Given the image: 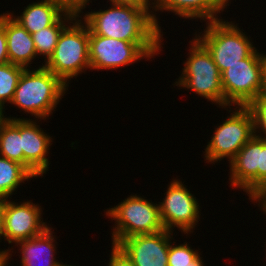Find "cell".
<instances>
[{
    "label": "cell",
    "mask_w": 266,
    "mask_h": 266,
    "mask_svg": "<svg viewBox=\"0 0 266 266\" xmlns=\"http://www.w3.org/2000/svg\"><path fill=\"white\" fill-rule=\"evenodd\" d=\"M111 6L87 12L83 19L78 15L93 34L136 43L150 58L160 54L163 34L151 12L129 4Z\"/></svg>",
    "instance_id": "1"
},
{
    "label": "cell",
    "mask_w": 266,
    "mask_h": 266,
    "mask_svg": "<svg viewBox=\"0 0 266 266\" xmlns=\"http://www.w3.org/2000/svg\"><path fill=\"white\" fill-rule=\"evenodd\" d=\"M68 87L42 63L36 70H23L10 104L34 115L38 120H46L55 111Z\"/></svg>",
    "instance_id": "2"
},
{
    "label": "cell",
    "mask_w": 266,
    "mask_h": 266,
    "mask_svg": "<svg viewBox=\"0 0 266 266\" xmlns=\"http://www.w3.org/2000/svg\"><path fill=\"white\" fill-rule=\"evenodd\" d=\"M44 64L46 69L58 76L67 86L71 78L85 73L87 68L91 69L89 28L79 15L62 30L53 54Z\"/></svg>",
    "instance_id": "3"
},
{
    "label": "cell",
    "mask_w": 266,
    "mask_h": 266,
    "mask_svg": "<svg viewBox=\"0 0 266 266\" xmlns=\"http://www.w3.org/2000/svg\"><path fill=\"white\" fill-rule=\"evenodd\" d=\"M187 60L174 85L191 90L221 108H226L221 73L207 48L195 37L189 42Z\"/></svg>",
    "instance_id": "4"
},
{
    "label": "cell",
    "mask_w": 266,
    "mask_h": 266,
    "mask_svg": "<svg viewBox=\"0 0 266 266\" xmlns=\"http://www.w3.org/2000/svg\"><path fill=\"white\" fill-rule=\"evenodd\" d=\"M199 33L201 36L195 37L207 48L221 74L256 50L238 24L223 19L206 22L203 33Z\"/></svg>",
    "instance_id": "5"
},
{
    "label": "cell",
    "mask_w": 266,
    "mask_h": 266,
    "mask_svg": "<svg viewBox=\"0 0 266 266\" xmlns=\"http://www.w3.org/2000/svg\"><path fill=\"white\" fill-rule=\"evenodd\" d=\"M106 215L114 220L112 244L139 234H152L164 230L159 204L152 203L137 194L131 195L118 205L107 209Z\"/></svg>",
    "instance_id": "6"
},
{
    "label": "cell",
    "mask_w": 266,
    "mask_h": 266,
    "mask_svg": "<svg viewBox=\"0 0 266 266\" xmlns=\"http://www.w3.org/2000/svg\"><path fill=\"white\" fill-rule=\"evenodd\" d=\"M264 53L257 49L221 74L225 105L247 107L260 95Z\"/></svg>",
    "instance_id": "7"
},
{
    "label": "cell",
    "mask_w": 266,
    "mask_h": 266,
    "mask_svg": "<svg viewBox=\"0 0 266 266\" xmlns=\"http://www.w3.org/2000/svg\"><path fill=\"white\" fill-rule=\"evenodd\" d=\"M226 120L215 128L205 148V160L215 164L224 158L230 162L239 150L255 135L254 119L247 107H236ZM215 162V163H214Z\"/></svg>",
    "instance_id": "8"
},
{
    "label": "cell",
    "mask_w": 266,
    "mask_h": 266,
    "mask_svg": "<svg viewBox=\"0 0 266 266\" xmlns=\"http://www.w3.org/2000/svg\"><path fill=\"white\" fill-rule=\"evenodd\" d=\"M198 199L179 179L168 185L166 196L159 203L160 218L164 229L173 232L174 227L183 233H191L200 218Z\"/></svg>",
    "instance_id": "9"
},
{
    "label": "cell",
    "mask_w": 266,
    "mask_h": 266,
    "mask_svg": "<svg viewBox=\"0 0 266 266\" xmlns=\"http://www.w3.org/2000/svg\"><path fill=\"white\" fill-rule=\"evenodd\" d=\"M143 58L150 57L136 43L96 35L89 30L91 70L122 68Z\"/></svg>",
    "instance_id": "10"
},
{
    "label": "cell",
    "mask_w": 266,
    "mask_h": 266,
    "mask_svg": "<svg viewBox=\"0 0 266 266\" xmlns=\"http://www.w3.org/2000/svg\"><path fill=\"white\" fill-rule=\"evenodd\" d=\"M30 201L21 204L4 200L3 238L15 245L42 234L49 226L43 222L42 208Z\"/></svg>",
    "instance_id": "11"
},
{
    "label": "cell",
    "mask_w": 266,
    "mask_h": 266,
    "mask_svg": "<svg viewBox=\"0 0 266 266\" xmlns=\"http://www.w3.org/2000/svg\"><path fill=\"white\" fill-rule=\"evenodd\" d=\"M172 233L164 229L152 234L134 235L121 240L117 246L135 266H168Z\"/></svg>",
    "instance_id": "12"
},
{
    "label": "cell",
    "mask_w": 266,
    "mask_h": 266,
    "mask_svg": "<svg viewBox=\"0 0 266 266\" xmlns=\"http://www.w3.org/2000/svg\"><path fill=\"white\" fill-rule=\"evenodd\" d=\"M259 138L253 136L229 162L230 183L248 193L252 202L258 197Z\"/></svg>",
    "instance_id": "13"
},
{
    "label": "cell",
    "mask_w": 266,
    "mask_h": 266,
    "mask_svg": "<svg viewBox=\"0 0 266 266\" xmlns=\"http://www.w3.org/2000/svg\"><path fill=\"white\" fill-rule=\"evenodd\" d=\"M22 119L23 166L34 176H43L49 171V159L46 157L53 142L51 137L40 128L37 121Z\"/></svg>",
    "instance_id": "14"
},
{
    "label": "cell",
    "mask_w": 266,
    "mask_h": 266,
    "mask_svg": "<svg viewBox=\"0 0 266 266\" xmlns=\"http://www.w3.org/2000/svg\"><path fill=\"white\" fill-rule=\"evenodd\" d=\"M0 25L5 29L9 62L25 69L30 68L37 53L31 34L9 14H0Z\"/></svg>",
    "instance_id": "15"
},
{
    "label": "cell",
    "mask_w": 266,
    "mask_h": 266,
    "mask_svg": "<svg viewBox=\"0 0 266 266\" xmlns=\"http://www.w3.org/2000/svg\"><path fill=\"white\" fill-rule=\"evenodd\" d=\"M69 7L62 0H42L29 4L20 16L11 17L30 34L53 25Z\"/></svg>",
    "instance_id": "16"
},
{
    "label": "cell",
    "mask_w": 266,
    "mask_h": 266,
    "mask_svg": "<svg viewBox=\"0 0 266 266\" xmlns=\"http://www.w3.org/2000/svg\"><path fill=\"white\" fill-rule=\"evenodd\" d=\"M48 227L42 234L18 242L21 248L20 266H58L61 262L54 256L56 252L54 231ZM58 261V262H57Z\"/></svg>",
    "instance_id": "17"
},
{
    "label": "cell",
    "mask_w": 266,
    "mask_h": 266,
    "mask_svg": "<svg viewBox=\"0 0 266 266\" xmlns=\"http://www.w3.org/2000/svg\"><path fill=\"white\" fill-rule=\"evenodd\" d=\"M154 2L155 14L156 11H171L180 18L193 20L199 18L207 22L220 19L218 13L223 12L225 8L219 0H155Z\"/></svg>",
    "instance_id": "18"
},
{
    "label": "cell",
    "mask_w": 266,
    "mask_h": 266,
    "mask_svg": "<svg viewBox=\"0 0 266 266\" xmlns=\"http://www.w3.org/2000/svg\"><path fill=\"white\" fill-rule=\"evenodd\" d=\"M78 15L76 9L69 8L53 25L45 27L36 33L31 34L37 57L43 55L45 62L53 54L58 38L67 23L73 21Z\"/></svg>",
    "instance_id": "19"
},
{
    "label": "cell",
    "mask_w": 266,
    "mask_h": 266,
    "mask_svg": "<svg viewBox=\"0 0 266 266\" xmlns=\"http://www.w3.org/2000/svg\"><path fill=\"white\" fill-rule=\"evenodd\" d=\"M0 155L23 165L22 119L9 117L1 127Z\"/></svg>",
    "instance_id": "20"
},
{
    "label": "cell",
    "mask_w": 266,
    "mask_h": 266,
    "mask_svg": "<svg viewBox=\"0 0 266 266\" xmlns=\"http://www.w3.org/2000/svg\"><path fill=\"white\" fill-rule=\"evenodd\" d=\"M33 177L22 164L0 155V200L10 199L21 183Z\"/></svg>",
    "instance_id": "21"
},
{
    "label": "cell",
    "mask_w": 266,
    "mask_h": 266,
    "mask_svg": "<svg viewBox=\"0 0 266 266\" xmlns=\"http://www.w3.org/2000/svg\"><path fill=\"white\" fill-rule=\"evenodd\" d=\"M25 68L10 62L0 65V106L11 103L19 78Z\"/></svg>",
    "instance_id": "22"
},
{
    "label": "cell",
    "mask_w": 266,
    "mask_h": 266,
    "mask_svg": "<svg viewBox=\"0 0 266 266\" xmlns=\"http://www.w3.org/2000/svg\"><path fill=\"white\" fill-rule=\"evenodd\" d=\"M174 244L175 242L172 243L170 241L168 266H189L190 263L200 255L198 250L192 249V247L188 246V242H184V244L181 245Z\"/></svg>",
    "instance_id": "23"
},
{
    "label": "cell",
    "mask_w": 266,
    "mask_h": 266,
    "mask_svg": "<svg viewBox=\"0 0 266 266\" xmlns=\"http://www.w3.org/2000/svg\"><path fill=\"white\" fill-rule=\"evenodd\" d=\"M247 108L251 111L254 119L255 136L266 139V96L259 95Z\"/></svg>",
    "instance_id": "24"
},
{
    "label": "cell",
    "mask_w": 266,
    "mask_h": 266,
    "mask_svg": "<svg viewBox=\"0 0 266 266\" xmlns=\"http://www.w3.org/2000/svg\"><path fill=\"white\" fill-rule=\"evenodd\" d=\"M266 190V139L259 138L258 196Z\"/></svg>",
    "instance_id": "25"
},
{
    "label": "cell",
    "mask_w": 266,
    "mask_h": 266,
    "mask_svg": "<svg viewBox=\"0 0 266 266\" xmlns=\"http://www.w3.org/2000/svg\"><path fill=\"white\" fill-rule=\"evenodd\" d=\"M108 266H135L127 255L117 246L112 245Z\"/></svg>",
    "instance_id": "26"
},
{
    "label": "cell",
    "mask_w": 266,
    "mask_h": 266,
    "mask_svg": "<svg viewBox=\"0 0 266 266\" xmlns=\"http://www.w3.org/2000/svg\"><path fill=\"white\" fill-rule=\"evenodd\" d=\"M109 1L113 4H129V5H134V6L142 8V9L148 10L153 15L155 23L157 24V26L161 30V27L158 25V19H157L156 15L154 14L153 11H150L151 10L150 8H152V10H153L155 7V2H153L155 0H109Z\"/></svg>",
    "instance_id": "27"
},
{
    "label": "cell",
    "mask_w": 266,
    "mask_h": 266,
    "mask_svg": "<svg viewBox=\"0 0 266 266\" xmlns=\"http://www.w3.org/2000/svg\"><path fill=\"white\" fill-rule=\"evenodd\" d=\"M8 62L7 38L5 29L0 25V65Z\"/></svg>",
    "instance_id": "28"
},
{
    "label": "cell",
    "mask_w": 266,
    "mask_h": 266,
    "mask_svg": "<svg viewBox=\"0 0 266 266\" xmlns=\"http://www.w3.org/2000/svg\"><path fill=\"white\" fill-rule=\"evenodd\" d=\"M69 8L76 9L78 14H83V9L89 4L90 0H62Z\"/></svg>",
    "instance_id": "29"
},
{
    "label": "cell",
    "mask_w": 266,
    "mask_h": 266,
    "mask_svg": "<svg viewBox=\"0 0 266 266\" xmlns=\"http://www.w3.org/2000/svg\"><path fill=\"white\" fill-rule=\"evenodd\" d=\"M260 95L266 96V54H264Z\"/></svg>",
    "instance_id": "30"
},
{
    "label": "cell",
    "mask_w": 266,
    "mask_h": 266,
    "mask_svg": "<svg viewBox=\"0 0 266 266\" xmlns=\"http://www.w3.org/2000/svg\"><path fill=\"white\" fill-rule=\"evenodd\" d=\"M11 250L12 249L8 248V250L6 249V250L0 251V266H8V264H9L8 261L12 257Z\"/></svg>",
    "instance_id": "31"
},
{
    "label": "cell",
    "mask_w": 266,
    "mask_h": 266,
    "mask_svg": "<svg viewBox=\"0 0 266 266\" xmlns=\"http://www.w3.org/2000/svg\"><path fill=\"white\" fill-rule=\"evenodd\" d=\"M253 202H259L258 206L266 214V190L262 194H260Z\"/></svg>",
    "instance_id": "32"
},
{
    "label": "cell",
    "mask_w": 266,
    "mask_h": 266,
    "mask_svg": "<svg viewBox=\"0 0 266 266\" xmlns=\"http://www.w3.org/2000/svg\"><path fill=\"white\" fill-rule=\"evenodd\" d=\"M3 214H4V200H0V239H3Z\"/></svg>",
    "instance_id": "33"
},
{
    "label": "cell",
    "mask_w": 266,
    "mask_h": 266,
    "mask_svg": "<svg viewBox=\"0 0 266 266\" xmlns=\"http://www.w3.org/2000/svg\"><path fill=\"white\" fill-rule=\"evenodd\" d=\"M4 110L5 107L0 106V130L3 124L8 120V118L4 116Z\"/></svg>",
    "instance_id": "34"
},
{
    "label": "cell",
    "mask_w": 266,
    "mask_h": 266,
    "mask_svg": "<svg viewBox=\"0 0 266 266\" xmlns=\"http://www.w3.org/2000/svg\"><path fill=\"white\" fill-rule=\"evenodd\" d=\"M202 257H200V255L195 259L193 260L189 266H204V262L202 261Z\"/></svg>",
    "instance_id": "35"
},
{
    "label": "cell",
    "mask_w": 266,
    "mask_h": 266,
    "mask_svg": "<svg viewBox=\"0 0 266 266\" xmlns=\"http://www.w3.org/2000/svg\"><path fill=\"white\" fill-rule=\"evenodd\" d=\"M219 2L225 7V8H227L226 6L228 5L229 6V2H230V0H219Z\"/></svg>",
    "instance_id": "36"
},
{
    "label": "cell",
    "mask_w": 266,
    "mask_h": 266,
    "mask_svg": "<svg viewBox=\"0 0 266 266\" xmlns=\"http://www.w3.org/2000/svg\"><path fill=\"white\" fill-rule=\"evenodd\" d=\"M58 266H74V265H67V264H63L62 261Z\"/></svg>",
    "instance_id": "37"
}]
</instances>
